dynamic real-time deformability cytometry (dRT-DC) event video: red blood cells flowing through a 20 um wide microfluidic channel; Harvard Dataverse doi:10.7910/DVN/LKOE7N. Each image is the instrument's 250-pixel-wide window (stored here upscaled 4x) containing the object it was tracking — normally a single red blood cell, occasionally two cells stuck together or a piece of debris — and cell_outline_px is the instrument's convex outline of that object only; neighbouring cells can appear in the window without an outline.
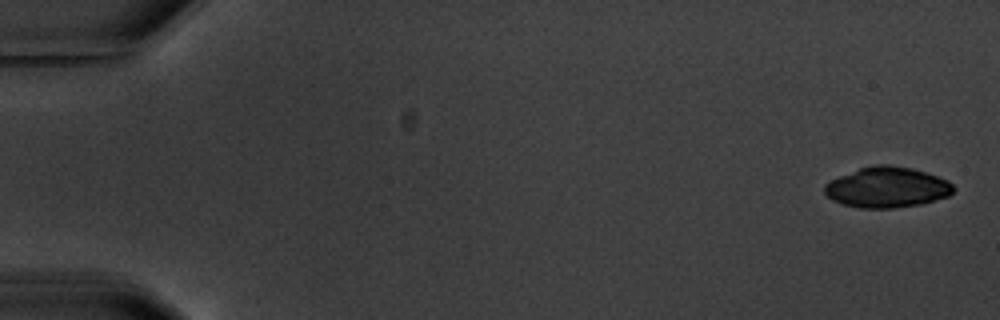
{"species": "common noctule bat (a hibernating species)", "species_latin": "Nyctalus noctula", "temperature_condition": "warm", "stored_images_in_passage": 6, "camera_frame_rate_fps": 3000, "um_per_image_px": 0.085, "animal": {"sex": "male", "body_mass_g": 20.1, "forearm_length_mm": 53.5}, "frame": {"image": 1, "passage_image": 1, "time_ms": 0.0, "image_size_px": [1000, 320], "cell_outline_px": [[956, 188], [948, 196], [920, 204], [892, 208], [860, 208], [844, 204], [832, 200], [824, 192], [824, 184], [840, 176], [860, 168], [872, 164], [888, 164], [912, 168], [948, 180]], "centroid_in_image_um": [75.4, 15.92], "position_along_channel_um": 9.6, "area_um2": 30.29}}